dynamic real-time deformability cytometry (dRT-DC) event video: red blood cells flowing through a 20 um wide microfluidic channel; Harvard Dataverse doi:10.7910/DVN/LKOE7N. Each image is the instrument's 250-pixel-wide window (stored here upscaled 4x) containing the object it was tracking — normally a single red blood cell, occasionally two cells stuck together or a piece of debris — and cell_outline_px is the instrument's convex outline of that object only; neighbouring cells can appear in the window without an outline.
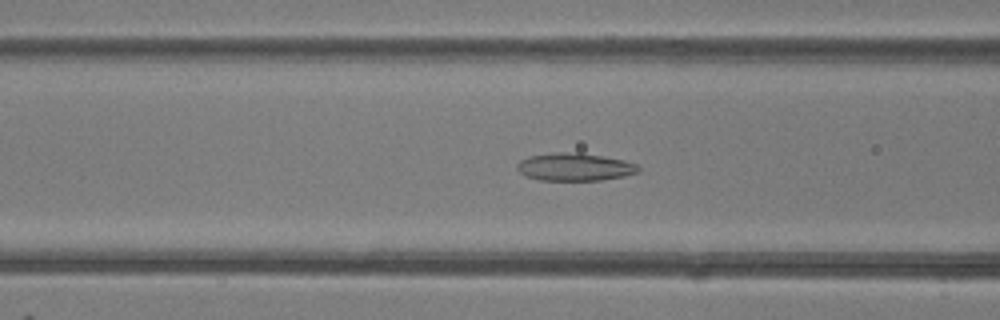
{"species": "common noctule bat (a hibernating species)", "species_latin": "Nyctalus noctula", "temperature_condition": "room temperature", "stored_images_in_passage": 46, "camera_frame_rate_fps": 3000, "um_per_image_px": 0.085, "animal": {"sex": "female"}, "frame": {"image": 1, "passage_image": 17, "time_ms": 5.333, "image_size_px": [1000, 320], "cell_outline_px": [[640, 168], [636, 172], [624, 176], [600, 180], [540, 180], [524, 176], [516, 168], [516, 164], [520, 160], [528, 156], [556, 152], [576, 152], [624, 160], [636, 164]], "centroid_in_image_um": [48.79, 14.19], "position_along_channel_um": 117.8, "area_um2": 19.54}}
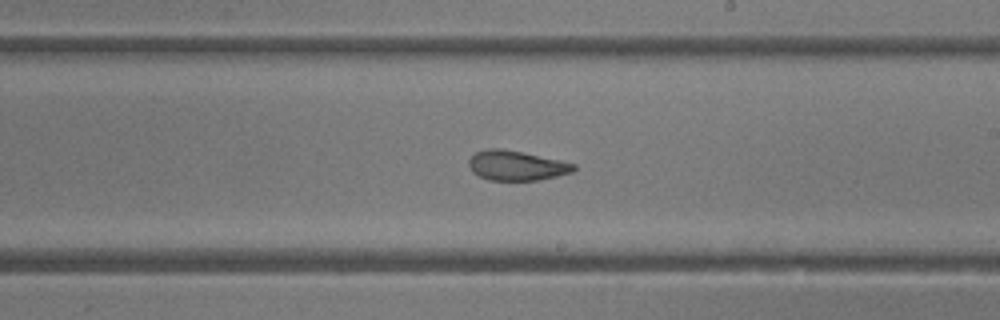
{"frame": {"image": 2, "passage_image": 26, "time_ms": 8.333, "image_size_px": [1000, 320], "cell_outline_px": [[576, 168], [572, 172], [556, 176], [536, 180], [488, 180], [472, 172], [468, 164], [468, 160], [476, 152], [488, 148], [500, 148], [560, 160], [576, 164]], "centroid_in_image_um": [43.87, 14.07], "position_along_channel_um": 245.1, "area_um2": 18.03}}
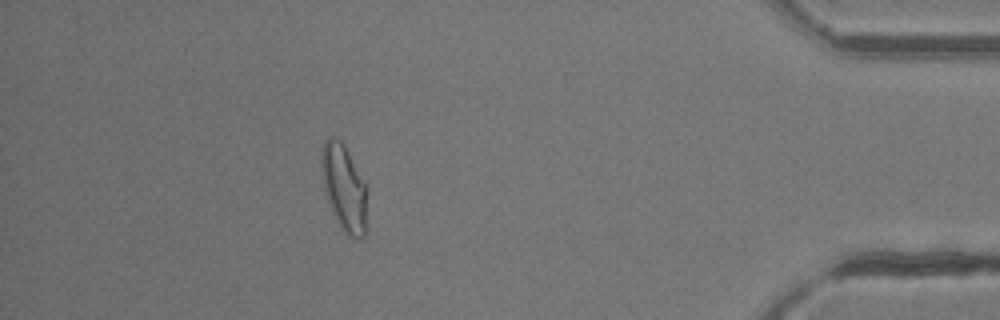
{"frame": {"image": 3, "passage_image": 41, "time_ms": 13.333, "image_size_px": [1000, 320], "cell_outline_px": [[364, 236], [360, 240], [352, 240], [340, 228], [332, 212], [324, 192], [320, 172], [320, 152], [324, 140], [328, 136], [332, 136], [340, 140], [344, 144], [364, 184]], "centroid_in_image_um": [29.14, 15.94], "position_along_channel_um": 406.1, "area_um2": 22.77}, "authors_computed_cell_mechanics": {"area_um2": 21.0392, "velocity_mm_per_s": 4.2327, "shape_relaxation_time_tau1_ms": null, "shape_relaxation_time_tau2_ms": 1.8023, "deformation_change_tau1": null, "deformation_change_tau2": 0.0935}}